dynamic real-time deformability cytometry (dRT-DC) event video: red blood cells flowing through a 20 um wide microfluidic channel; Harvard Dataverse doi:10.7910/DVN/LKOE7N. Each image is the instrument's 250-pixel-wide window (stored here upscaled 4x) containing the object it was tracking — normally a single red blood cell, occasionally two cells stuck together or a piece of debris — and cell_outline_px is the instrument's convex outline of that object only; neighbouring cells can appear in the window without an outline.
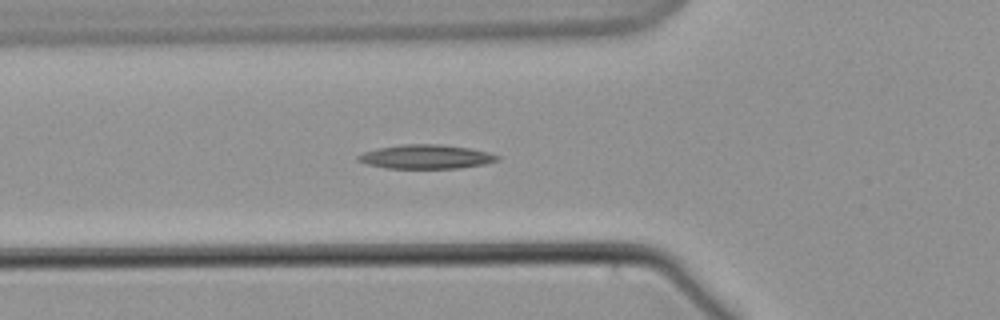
{"species": "common noctule bat (a hibernating species)", "species_latin": "Nyctalus noctula", "temperature_condition": "warm", "stored_images_in_passage": 15, "camera_frame_rate_fps": 3000, "um_per_image_px": 0.085, "animal": {"sex": "male", "body_mass_g": 21.5, "forearm_length_mm": 52.0}, "frame": {"image": 1, "passage_image": 9, "time_ms": 2.667, "image_size_px": [1000, 320], "cell_outline_px": [[500, 160], [484, 164], [460, 168], [384, 168], [368, 164], [356, 160], [356, 156], [364, 152], [380, 148], [400, 144], [440, 144], [468, 148], [488, 152], [500, 156]], "centroid_in_image_um": [36.22, 13.32], "position_along_channel_um": 89.6, "area_um2": 19.48}}